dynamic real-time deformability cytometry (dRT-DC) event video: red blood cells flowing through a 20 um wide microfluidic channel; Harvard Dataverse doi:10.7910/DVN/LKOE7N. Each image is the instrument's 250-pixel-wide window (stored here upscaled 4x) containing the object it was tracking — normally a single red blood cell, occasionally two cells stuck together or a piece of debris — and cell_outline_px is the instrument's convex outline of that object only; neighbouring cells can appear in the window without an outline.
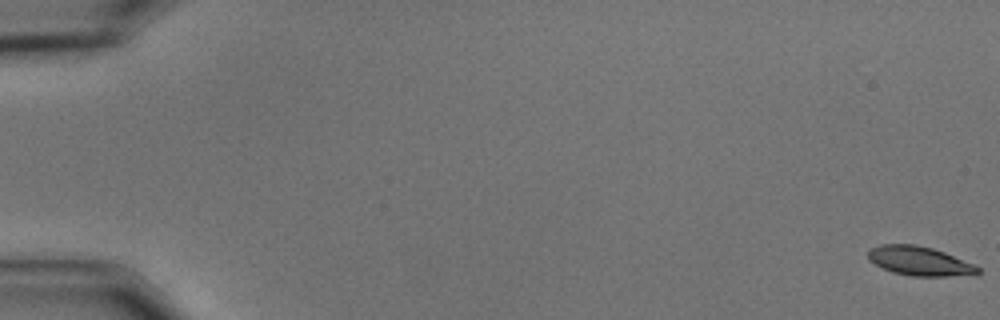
{"species": "common noctule bat (a hibernating species)", "species_latin": "Nyctalus noctula", "temperature_condition": "cold", "stored_images_in_passage": 13, "camera_frame_rate_fps": 3000, "um_per_image_px": 0.085, "animal": {"sex": "male", "body_mass_g": 15.6}, "frame": {"image": 1, "passage_image": 1, "time_ms": 0.0, "image_size_px": [1000, 320], "cell_outline_px": [[980, 272], [976, 276], [912, 276], [892, 272], [868, 260], [868, 248], [880, 244], [916, 244], [932, 248], [944, 252], [972, 264], [980, 268]], "centroid_in_image_um": [78.17, 22.19], "position_along_channel_um": 6.8, "area_um2": 18.79}}